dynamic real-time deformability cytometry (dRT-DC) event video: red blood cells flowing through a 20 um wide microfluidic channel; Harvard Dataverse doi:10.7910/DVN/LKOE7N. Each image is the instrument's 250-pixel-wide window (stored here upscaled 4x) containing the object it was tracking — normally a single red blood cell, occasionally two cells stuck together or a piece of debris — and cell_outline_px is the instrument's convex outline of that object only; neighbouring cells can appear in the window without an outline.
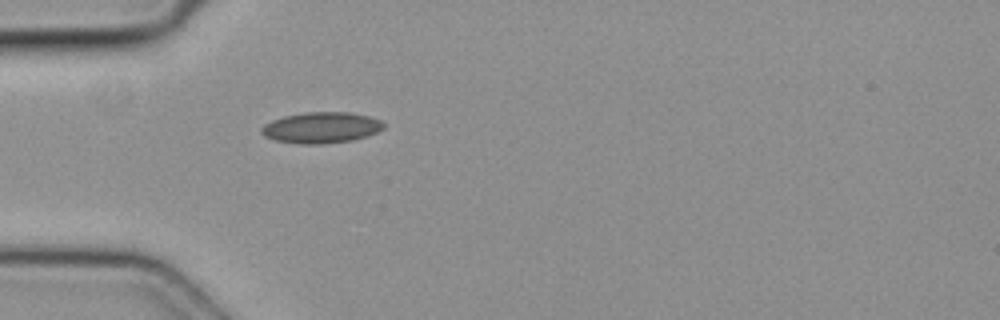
{"species": "common noctule bat (a hibernating species)", "species_latin": "Nyctalus noctula", "temperature_condition": "cold", "stored_images_in_passage": 1, "camera_frame_rate_fps": 3000, "um_per_image_px": 0.085, "animal": {"sex": "female", "body_mass_g": 19.3, "forearm_length_mm": 54.1}, "frame": {"image": 1, "passage_image": 1, "time_ms": 0.0, "image_size_px": [1000, 320], "cell_outline_px": [[384, 128], [368, 136], [352, 140], [324, 144], [300, 144], [276, 140], [264, 136], [260, 132], [260, 128], [264, 124], [272, 120], [284, 116], [304, 112], [352, 112], [368, 116], [380, 120], [384, 124]], "centroid_in_image_um": [27.29, 10.84], "position_along_channel_um": 57.7, "area_um2": 22.2}}